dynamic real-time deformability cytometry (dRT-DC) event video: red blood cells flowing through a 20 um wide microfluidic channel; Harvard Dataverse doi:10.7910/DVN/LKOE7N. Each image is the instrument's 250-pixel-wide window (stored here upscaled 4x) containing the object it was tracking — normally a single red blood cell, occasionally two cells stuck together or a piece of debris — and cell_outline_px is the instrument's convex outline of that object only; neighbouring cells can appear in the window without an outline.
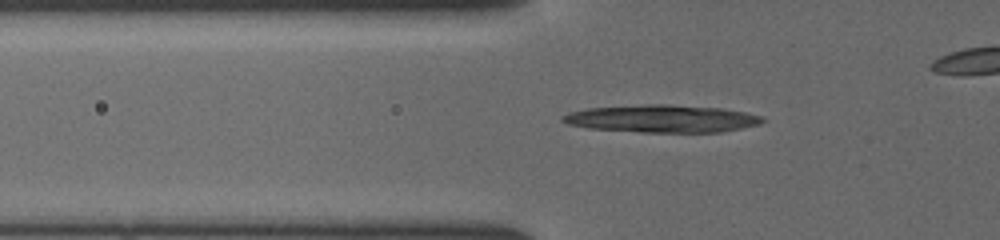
{"species": "common noctule bat (a hibernating species)", "species_latin": "Nyctalus noctula", "temperature_condition": "cold", "stored_images_in_passage": 31, "camera_frame_rate_fps": 3000, "um_per_image_px": 0.085, "animal": {"sex": "female", "body_mass_g": 19.5, "forearm_length_mm": 54.1}, "frame": {"image": 1, "passage_image": 19, "time_ms": 6.0, "image_size_px": [1000, 240], "cell_outline_px": [[764, 120], [760, 124], [720, 132], [640, 132], [588, 128], [568, 124], [560, 120], [560, 116], [568, 112], [588, 108], [648, 104], [664, 104], [720, 108], [744, 112], [760, 116]], "centroid_in_image_um": [56.2, 10.08], "position_along_channel_um": 69.6, "area_um2": 31.91}}
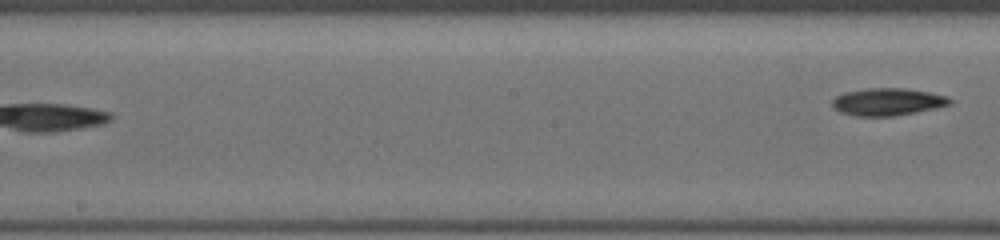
{"frame": {"image": 2, "passage_image": 31, "time_ms": 10.0, "image_size_px": [1000, 240], "cell_outline_px": [[952, 104], [936, 108], [892, 116], [856, 116], [840, 112], [832, 104], [832, 100], [836, 96], [844, 92], [868, 88], [908, 88], [948, 96], [952, 100]], "centroid_in_image_um": [75.46, 8.64], "position_along_channel_um": 172.7, "area_um2": 18.73}}